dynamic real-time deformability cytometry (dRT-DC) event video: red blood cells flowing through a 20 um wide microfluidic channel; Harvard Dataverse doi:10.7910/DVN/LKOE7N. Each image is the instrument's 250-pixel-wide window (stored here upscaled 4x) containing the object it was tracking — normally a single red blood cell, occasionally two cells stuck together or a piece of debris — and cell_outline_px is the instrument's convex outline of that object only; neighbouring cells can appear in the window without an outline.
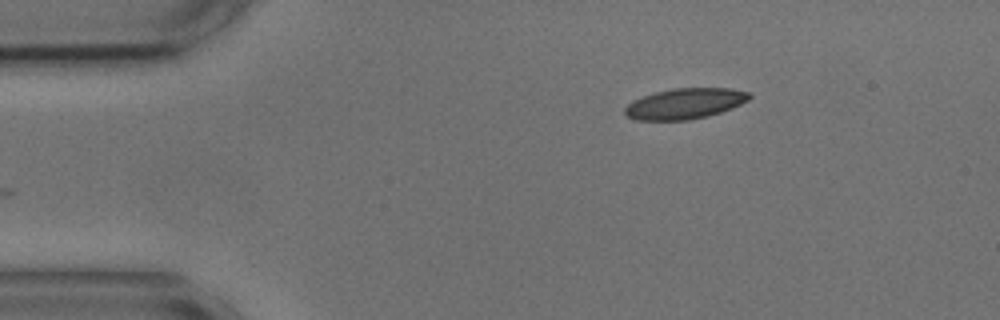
{"species": "common noctule bat (a hibernating species)", "species_latin": "Nyctalus noctula", "temperature_condition": "cold", "stored_images_in_passage": 40, "camera_frame_rate_fps": 3000, "um_per_image_px": 0.085, "animal": {"sex": "male", "body_mass_g": 17.9, "forearm_length_mm": 54.2}, "frame": {"image": 1, "passage_image": 1, "time_ms": 0.0, "image_size_px": [1000, 320], "cell_outline_px": [[752, 96], [748, 100], [732, 108], [708, 116], [688, 120], [636, 120], [628, 116], [624, 112], [624, 108], [632, 100], [656, 92], [672, 88], [728, 88], [752, 92]], "centroid_in_image_um": [58.24, 8.8], "position_along_channel_um": 26.8, "area_um2": 22.25}}
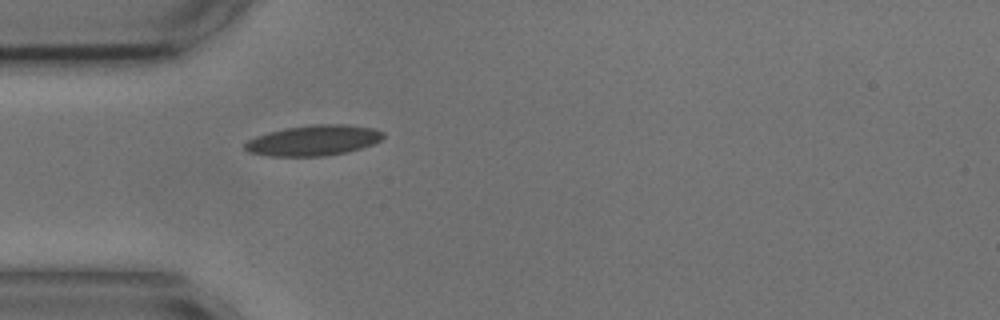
{"frame": {"image": 2, "passage_image": 8, "time_ms": 2.333, "image_size_px": [1000, 320], "cell_outline_px": [[384, 136], [380, 140], [372, 144], [348, 152], [324, 156], [268, 156], [248, 152], [244, 148], [244, 144], [248, 140], [256, 136], [268, 132], [284, 128], [316, 124], [344, 124], [372, 128], [384, 132]], "centroid_in_image_um": [26.63, 11.93], "position_along_channel_um": 58.4, "area_um2": 24.57}}
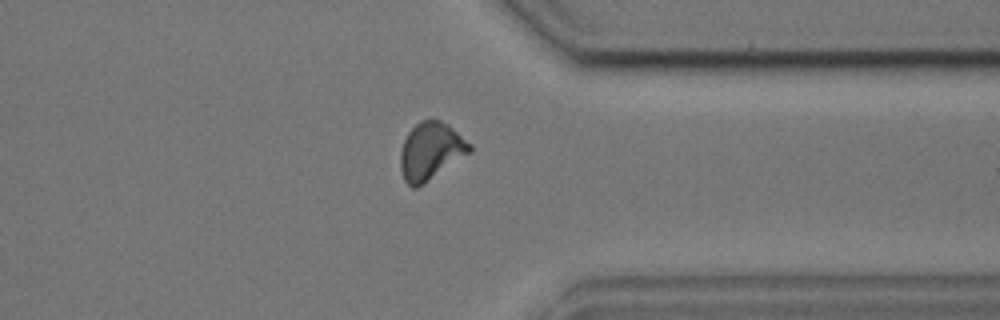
{"frame": {"image": 3, "passage_image": 35, "time_ms": 11.333, "image_size_px": [1000, 320], "cell_outline_px": [[472, 152], [416, 188], [412, 188], [404, 180], [400, 168], [400, 152], [404, 140], [408, 132], [420, 120], [440, 120], [448, 124], [472, 144]], "centroid_in_image_um": [36.62, 12.84], "position_along_channel_um": 374.8, "area_um2": 23.18}, "authors_computed_cell_mechanics": {"area_um2": 22.6865, "velocity_mm_per_s": 3.5891, "shape_relaxation_time_tau1_ms": 3.6729, "shape_relaxation_time_tau2_ms": 1.9568, "deformation_change_tau1": 0.1173, "deformation_change_tau2": 0.0682}}